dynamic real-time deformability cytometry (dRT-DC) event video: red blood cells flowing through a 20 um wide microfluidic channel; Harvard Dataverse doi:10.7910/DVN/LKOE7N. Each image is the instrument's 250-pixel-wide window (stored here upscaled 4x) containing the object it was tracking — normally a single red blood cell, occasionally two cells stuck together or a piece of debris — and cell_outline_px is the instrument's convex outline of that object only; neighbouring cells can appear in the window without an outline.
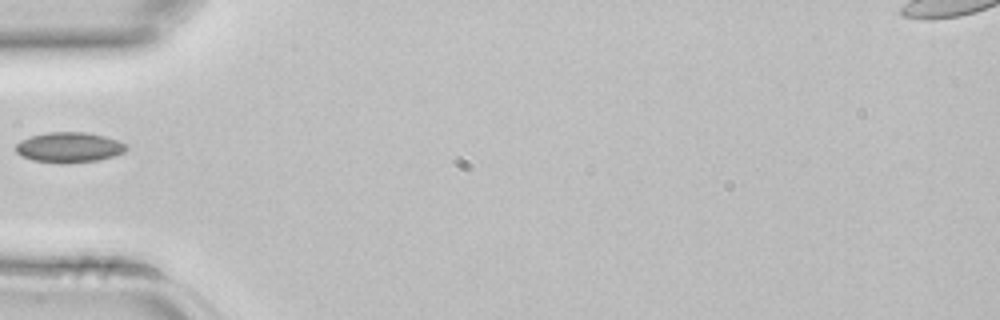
{"species": "common noctule bat (a hibernating species)", "species_latin": "Nyctalus noctula", "temperature_condition": "room temperature", "stored_images_in_passage": 1, "camera_frame_rate_fps": 3000, "um_per_image_px": 0.085, "animal": {"sex": "female", "body_mass_g": 22.7, "forearm_length_mm": 54.2}, "frame": {"image": 1, "passage_image": 1, "time_ms": 0.0, "image_size_px": [1000, 320], "cell_outline_px": [[128, 148], [124, 152], [100, 160], [32, 160], [20, 156], [16, 152], [16, 144], [20, 140], [32, 136], [48, 132], [84, 132], [104, 136], [116, 140], [124, 144]], "centroid_in_image_um": [5.85, 12.47], "position_along_channel_um": 79.1, "area_um2": 18.5}}